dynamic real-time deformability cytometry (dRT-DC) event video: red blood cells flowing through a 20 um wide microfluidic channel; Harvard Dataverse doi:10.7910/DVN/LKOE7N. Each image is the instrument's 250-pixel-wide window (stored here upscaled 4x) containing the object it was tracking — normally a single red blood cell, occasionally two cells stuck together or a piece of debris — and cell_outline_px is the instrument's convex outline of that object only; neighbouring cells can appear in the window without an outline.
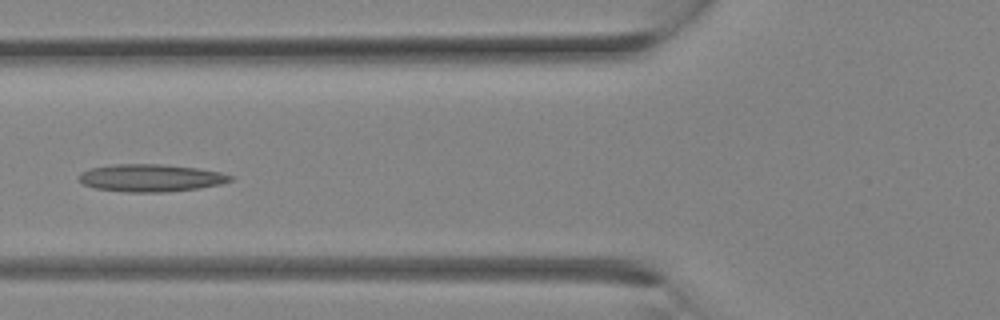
{"species": "Egyptian fruit bat (a non-hibernating species)", "species_latin": "Rousettus aegyptiacus", "temperature_condition": "room temperature", "stored_images_in_passage": 21, "camera_frame_rate_fps": 3000, "um_per_image_px": 0.085, "animal": {"sex": "female"}, "frame": {"image": 1, "passage_image": 11, "time_ms": 3.333, "image_size_px": [1000, 320], "cell_outline_px": [[236, 176], [232, 180], [224, 184], [200, 188], [164, 192], [128, 192], [96, 188], [84, 184], [80, 180], [80, 172], [92, 168], [116, 164], [160, 164], [196, 168], [220, 172]], "centroid_in_image_um": [12.89, 15.12], "position_along_channel_um": 112.9, "area_um2": 24.16}}
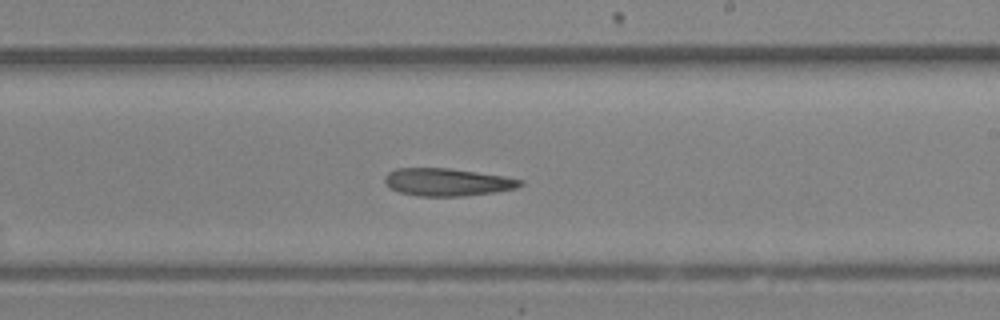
{"frame": {"image": 2, "passage_image": 17, "time_ms": 5.333, "image_size_px": [1000, 320], "cell_outline_px": [[524, 184], [516, 188], [496, 192], [464, 196], [420, 196], [400, 192], [388, 188], [384, 184], [384, 176], [388, 172], [396, 168], [448, 168], [504, 176], [524, 180]], "centroid_in_image_um": [38.0, 15.48], "position_along_channel_um": 251.0, "area_um2": 21.96}}
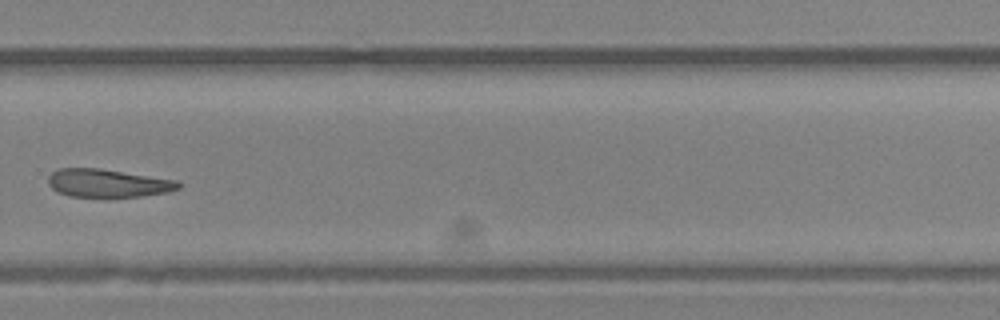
{"frame": {"image": 3, "passage_image": 20, "time_ms": 6.333, "image_size_px": [1000, 320], "cell_outline_px": [[184, 184], [180, 188], [168, 192], [140, 196], [68, 196], [56, 192], [48, 184], [48, 176], [52, 172], [60, 168], [100, 168], [176, 180]], "centroid_in_image_um": [9.16, 15.56], "position_along_channel_um": 320.6, "area_um2": 21.27}}